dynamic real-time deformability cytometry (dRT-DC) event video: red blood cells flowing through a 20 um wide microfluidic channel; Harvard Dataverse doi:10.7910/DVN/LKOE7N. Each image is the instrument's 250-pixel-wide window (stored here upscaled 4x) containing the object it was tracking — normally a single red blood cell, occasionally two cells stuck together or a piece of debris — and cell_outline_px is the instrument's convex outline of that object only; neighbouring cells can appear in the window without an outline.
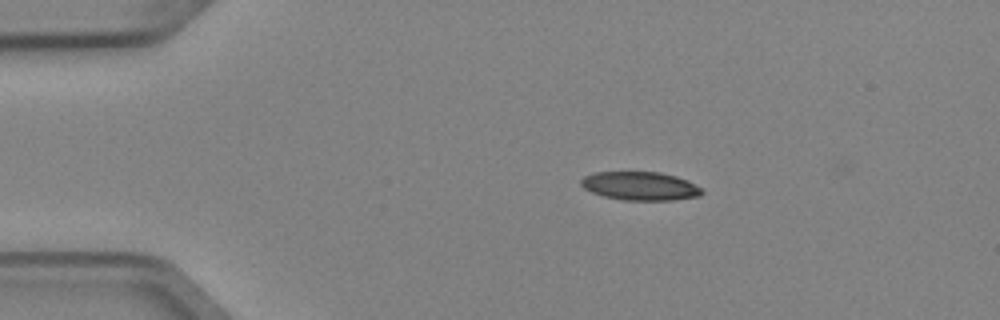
{"species": "Egyptian fruit bat (a non-hibernating species)", "species_latin": "Rousettus aegyptiacus", "temperature_condition": "cold", "stored_images_in_passage": 2, "camera_frame_rate_fps": 3000, "um_per_image_px": 0.085, "animal": {"sex": "female"}, "frame": {"image": 1, "passage_image": 1, "time_ms": 0.0, "image_size_px": [1000, 320], "cell_outline_px": [[704, 192], [700, 196], [672, 200], [624, 200], [604, 196], [592, 192], [584, 188], [580, 184], [580, 180], [584, 176], [596, 172], [660, 172], [676, 176], [688, 180], [700, 188]], "centroid_in_image_um": [54.42, 15.81], "position_along_channel_um": 30.6, "area_um2": 20.06}}